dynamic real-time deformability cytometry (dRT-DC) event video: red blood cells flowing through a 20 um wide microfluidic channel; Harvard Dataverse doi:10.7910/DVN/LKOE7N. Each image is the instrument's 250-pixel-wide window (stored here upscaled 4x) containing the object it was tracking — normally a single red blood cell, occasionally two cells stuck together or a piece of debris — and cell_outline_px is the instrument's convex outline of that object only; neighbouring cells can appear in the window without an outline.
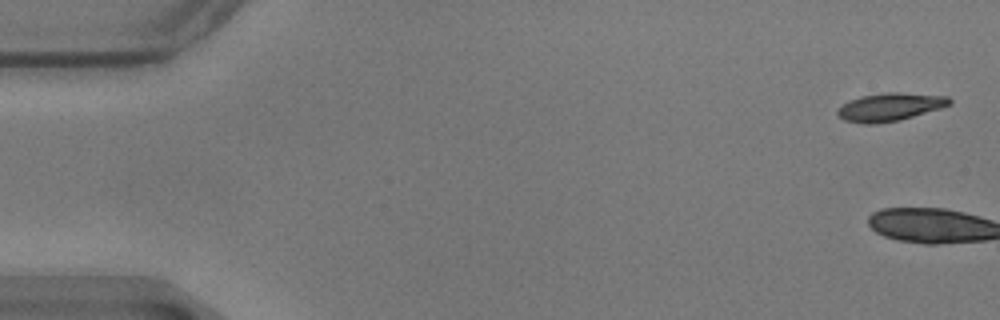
{"species": "common noctule bat (a hibernating species)", "species_latin": "Nyctalus noctula", "temperature_condition": "warm", "stored_images_in_passage": 3, "camera_frame_rate_fps": 3000, "um_per_image_px": 0.085, "animal": {"sex": "male", "body_mass_g": 17.9}, "frame": {"image": 1, "passage_image": 2, "time_ms": 0.333, "image_size_px": [1000, 320], "cell_outline_px": [[952, 104], [940, 108], [900, 120], [876, 124], [860, 124], [844, 120], [836, 116], [836, 112], [848, 100], [860, 96], [888, 92], [896, 92], [948, 96], [952, 100]], "centroid_in_image_um": [75.62, 9.1], "position_along_channel_um": 9.4, "area_um2": 18.38}}